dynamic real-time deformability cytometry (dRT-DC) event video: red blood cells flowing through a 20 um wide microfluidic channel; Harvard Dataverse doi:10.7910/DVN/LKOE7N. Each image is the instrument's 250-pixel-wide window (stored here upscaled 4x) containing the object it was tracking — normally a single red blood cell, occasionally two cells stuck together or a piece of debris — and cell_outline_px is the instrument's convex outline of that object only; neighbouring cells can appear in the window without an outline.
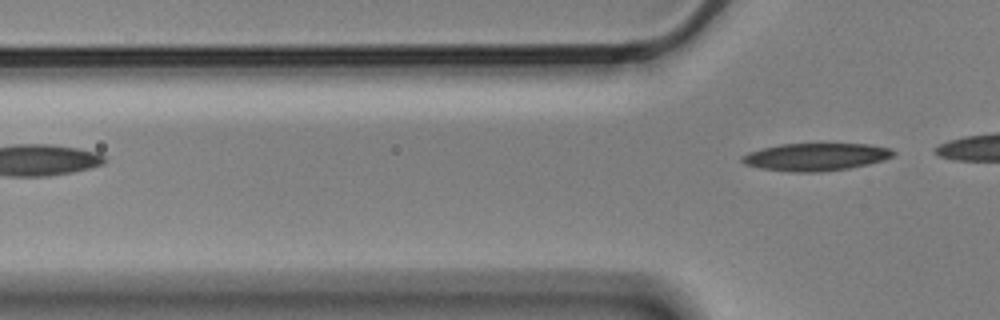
{"species": "Egyptian fruit bat (a non-hibernating species)", "species_latin": "Rousettus aegyptiacus", "temperature_condition": "cold", "stored_images_in_passage": 3, "camera_frame_rate_fps": 3000, "um_per_image_px": 0.085, "animal": {"sex": "male"}, "frame": {"image": 1, "passage_image": 3, "time_ms": 0.667, "image_size_px": [1000, 320], "cell_outline_px": [[896, 152], [892, 156], [884, 160], [868, 164], [848, 168], [820, 172], [788, 172], [760, 168], [744, 164], [740, 160], [740, 156], [748, 152], [780, 144], [868, 144], [888, 148]], "centroid_in_image_um": [69.3, 13.34], "position_along_channel_um": 56.5, "area_um2": 24.28}}